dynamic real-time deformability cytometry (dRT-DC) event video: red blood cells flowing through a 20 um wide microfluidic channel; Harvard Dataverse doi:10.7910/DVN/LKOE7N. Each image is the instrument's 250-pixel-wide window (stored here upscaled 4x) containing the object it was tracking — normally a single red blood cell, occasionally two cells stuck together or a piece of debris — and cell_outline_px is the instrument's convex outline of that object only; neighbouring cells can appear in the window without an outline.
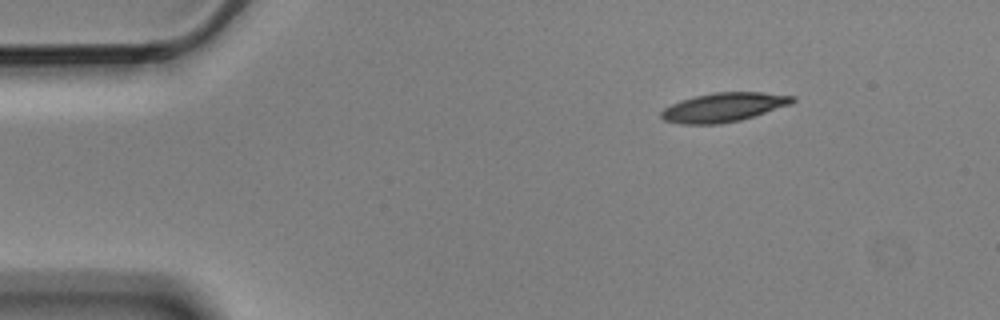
{"species": "Egyptian fruit bat (a non-hibernating species)", "species_latin": "Rousettus aegyptiacus", "temperature_condition": "cold", "stored_images_in_passage": 3, "camera_frame_rate_fps": 3000, "um_per_image_px": 0.085, "animal": {"sex": "male"}, "frame": {"image": 1, "passage_image": 1, "time_ms": 0.0, "image_size_px": [1000, 320], "cell_outline_px": [[796, 100], [792, 104], [740, 120], [720, 124], [680, 124], [664, 120], [660, 116], [660, 112], [664, 108], [680, 100], [696, 96], [716, 92], [764, 92], [796, 96]], "centroid_in_image_um": [61.52, 9.12], "position_along_channel_um": 23.5, "area_um2": 22.25}}